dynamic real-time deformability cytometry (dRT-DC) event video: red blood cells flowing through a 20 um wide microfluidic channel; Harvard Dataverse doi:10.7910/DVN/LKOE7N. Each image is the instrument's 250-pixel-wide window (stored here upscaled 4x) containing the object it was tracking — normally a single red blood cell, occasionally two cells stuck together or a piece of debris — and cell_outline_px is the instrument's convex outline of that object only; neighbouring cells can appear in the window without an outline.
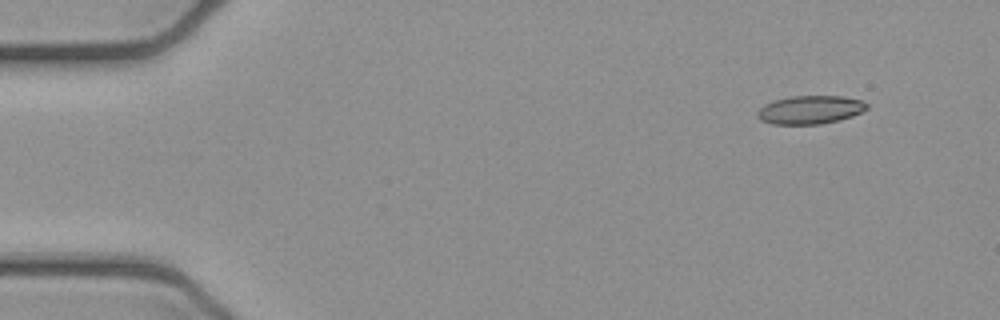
{"species": "common noctule bat (a hibernating species)", "species_latin": "Nyctalus noctula", "temperature_condition": "cold", "stored_images_in_passage": 5, "camera_frame_rate_fps": 3000, "um_per_image_px": 0.085, "animal": {"sex": "female", "body_mass_g": 21.9}, "frame": {"image": 1, "passage_image": 2, "time_ms": 0.333, "image_size_px": [1000, 320], "cell_outline_px": [[868, 108], [852, 116], [840, 120], [820, 124], [772, 124], [760, 120], [756, 116], [756, 112], [764, 104], [772, 100], [792, 96], [844, 96], [864, 100], [868, 104]], "centroid_in_image_um": [68.86, 9.32], "position_along_channel_um": 16.1, "area_um2": 18.32}}
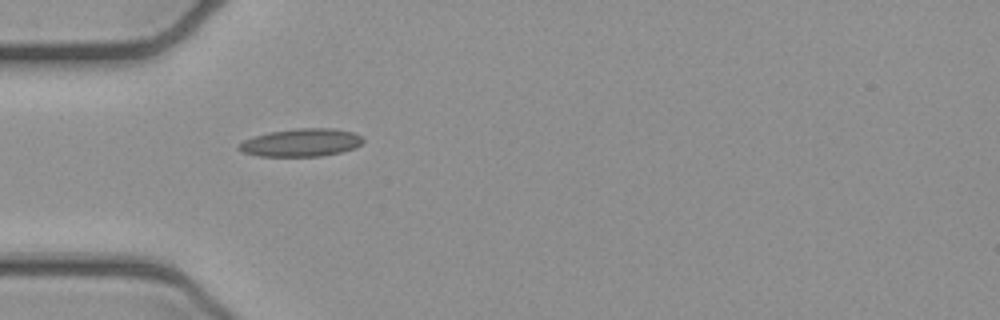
{"frame": {"image": 2, "passage_image": 5, "time_ms": 1.333, "image_size_px": [1000, 320], "cell_outline_px": [[364, 140], [356, 148], [340, 152], [320, 156], [256, 156], [244, 152], [236, 148], [244, 140], [252, 136], [268, 132], [296, 128], [336, 128], [352, 132], [360, 136]], "centroid_in_image_um": [25.58, 12.11], "position_along_channel_um": 59.4, "area_um2": 20.23}}